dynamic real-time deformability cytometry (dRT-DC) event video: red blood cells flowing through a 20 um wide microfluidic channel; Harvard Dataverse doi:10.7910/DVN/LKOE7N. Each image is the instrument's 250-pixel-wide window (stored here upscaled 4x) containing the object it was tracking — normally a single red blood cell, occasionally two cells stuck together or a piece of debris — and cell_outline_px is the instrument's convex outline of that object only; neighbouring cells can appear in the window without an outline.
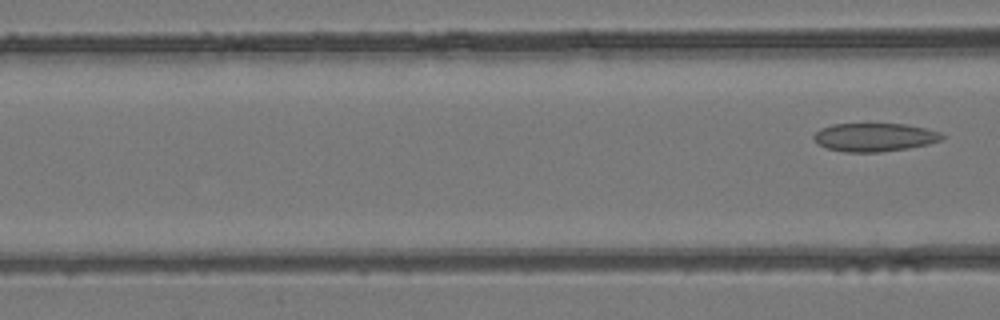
{"species": "common noctule bat (a hibernating species)", "species_latin": "Nyctalus noctula", "temperature_condition": "room temperature", "stored_images_in_passage": 3, "camera_frame_rate_fps": 3000, "um_per_image_px": 0.085, "animal": {"sex": "female", "body_mass_g": 24.6, "forearm_length_mm": 56.2}, "frame": {"image": 1, "passage_image": 3, "time_ms": 2.333, "image_size_px": [1000, 320], "cell_outline_px": [[944, 136], [940, 140], [928, 144], [908, 148], [880, 152], [844, 152], [828, 148], [820, 144], [812, 136], [820, 128], [832, 124], [904, 124], [924, 128], [940, 132]], "centroid_in_image_um": [74.32, 11.66], "position_along_channel_um": 92.3, "area_um2": 20.98}}